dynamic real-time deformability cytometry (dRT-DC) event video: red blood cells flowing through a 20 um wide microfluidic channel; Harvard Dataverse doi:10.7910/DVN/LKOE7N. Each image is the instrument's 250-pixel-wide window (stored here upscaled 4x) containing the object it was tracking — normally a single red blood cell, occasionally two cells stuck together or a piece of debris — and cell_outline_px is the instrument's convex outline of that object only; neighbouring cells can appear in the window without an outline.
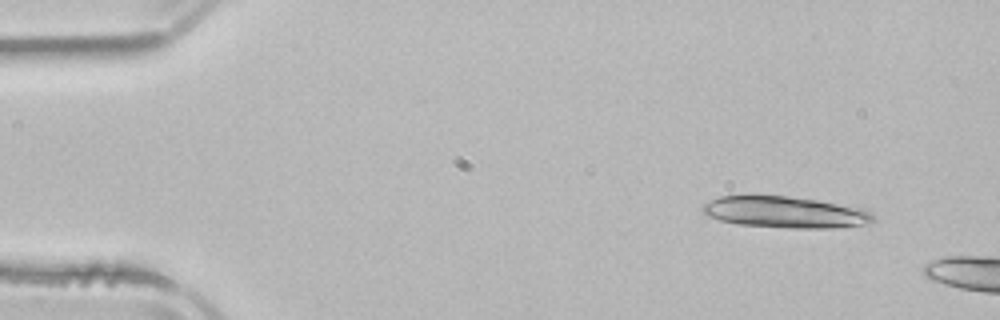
{"species": "common noctule bat (a hibernating species)", "species_latin": "Nyctalus noctula", "temperature_condition": "room temperature", "stored_images_in_passage": 4, "camera_frame_rate_fps": 3000, "um_per_image_px": 0.085, "animal": {"sex": "male", "body_mass_g": 21.5, "forearm_length_mm": 52.0}, "frame": {"image": 1, "passage_image": 4, "time_ms": 5.667, "image_size_px": [1000, 320], "cell_outline_px": [[876, 220], [872, 224], [832, 228], [792, 228], [736, 224], [720, 220], [708, 216], [700, 208], [704, 204], [720, 196], [784, 196], [816, 200], [864, 208]], "centroid_in_image_um": [66.77, 18.05], "position_along_channel_um": 18.2, "area_um2": 31.1}}